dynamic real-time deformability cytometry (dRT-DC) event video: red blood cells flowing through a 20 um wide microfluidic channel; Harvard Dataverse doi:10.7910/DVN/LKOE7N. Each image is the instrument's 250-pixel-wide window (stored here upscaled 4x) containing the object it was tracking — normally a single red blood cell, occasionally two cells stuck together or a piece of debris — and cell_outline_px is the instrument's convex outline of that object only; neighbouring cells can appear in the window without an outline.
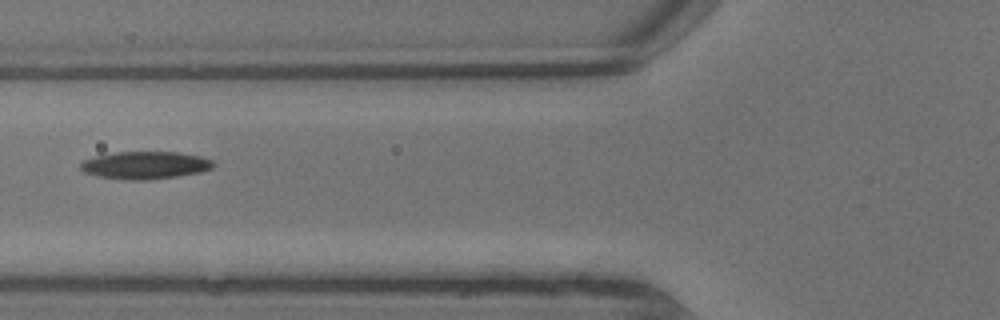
{"species": "common noctule bat (a hibernating species)", "species_latin": "Nyctalus noctula", "temperature_condition": "warm", "stored_images_in_passage": 5, "camera_frame_rate_fps": 3000, "um_per_image_px": 0.085, "animal": {"sex": "male", "body_mass_g": 13.3}, "frame": {"image": 1, "passage_image": 2, "time_ms": 0.333, "image_size_px": [1000, 320], "cell_outline_px": [[216, 164], [212, 168], [200, 172], [180, 176], [148, 180], [128, 180], [100, 176], [84, 172], [80, 168], [80, 164], [84, 160], [92, 156], [116, 152], [180, 152], [200, 156], [212, 160]], "centroid_in_image_um": [12.36, 14.04], "position_along_channel_um": 113.4, "area_um2": 21.44}}
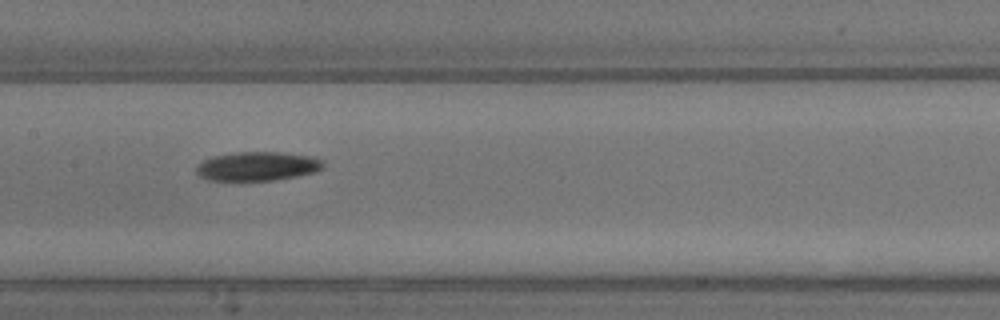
{"frame": {"image": 2, "passage_image": 4, "time_ms": 1.0, "image_size_px": [1000, 320], "cell_outline_px": [[324, 168], [316, 172], [296, 176], [272, 180], [208, 180], [200, 176], [196, 172], [196, 168], [204, 160], [212, 156], [236, 152], [280, 152], [312, 156], [324, 160]], "centroid_in_image_um": [21.93, 14.12], "position_along_channel_um": 185.5, "area_um2": 21.44}}
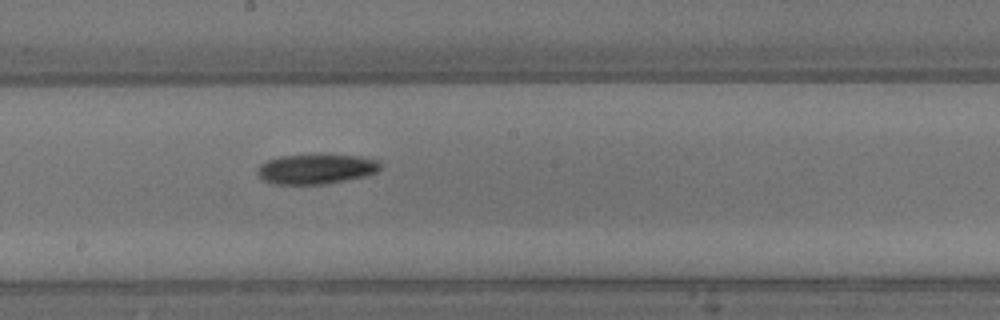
{"frame": {"image": 3, "passage_image": 5, "time_ms": 1.333, "image_size_px": [1000, 320], "cell_outline_px": [[380, 168], [376, 172], [364, 176], [324, 184], [276, 184], [264, 180], [256, 172], [256, 168], [260, 164], [268, 160], [280, 156], [360, 156], [376, 160], [380, 164]], "centroid_in_image_um": [26.83, 14.38], "position_along_channel_um": 221.4, "area_um2": 20.81}}